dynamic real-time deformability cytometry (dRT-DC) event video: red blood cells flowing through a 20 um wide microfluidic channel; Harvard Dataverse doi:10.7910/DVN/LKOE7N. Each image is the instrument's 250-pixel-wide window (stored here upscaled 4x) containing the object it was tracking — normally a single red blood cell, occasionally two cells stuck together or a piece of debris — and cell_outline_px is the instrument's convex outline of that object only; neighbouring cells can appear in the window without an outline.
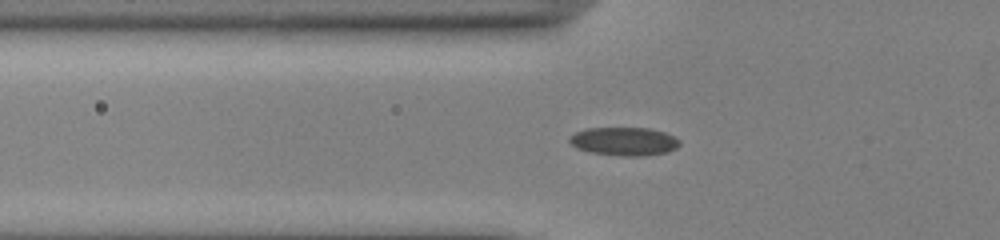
{"species": "common noctule bat (a hibernating species)", "species_latin": "Nyctalus noctula", "temperature_condition": "cold", "stored_images_in_passage": 54, "camera_frame_rate_fps": 3000, "um_per_image_px": 0.085, "animal": {"sex": "male", "body_mass_g": 13.0, "forearm_length_mm": 53.1}, "frame": {"image": 1, "passage_image": 20, "time_ms": 6.333, "image_size_px": [1000, 240], "cell_outline_px": [[680, 144], [676, 148], [668, 152], [644, 156], [620, 156], [588, 152], [576, 148], [568, 140], [576, 132], [588, 128], [648, 128], [664, 132], [680, 140]], "centroid_in_image_um": [53.06, 12.03], "position_along_channel_um": 72.7, "area_um2": 18.21}}
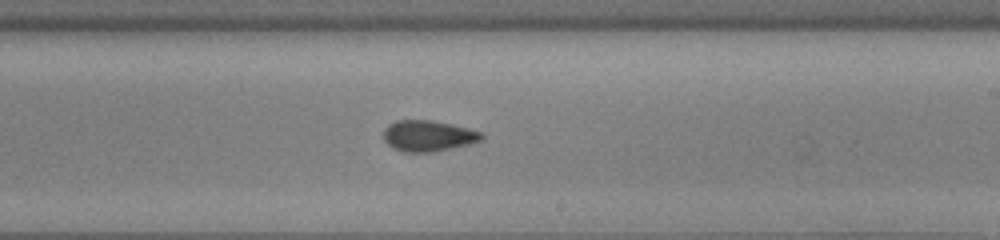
{"frame": {"image": 2, "passage_image": 34, "time_ms": 11.0, "image_size_px": [1000, 240], "cell_outline_px": [[484, 140], [468, 144], [432, 152], [400, 152], [392, 148], [384, 140], [384, 128], [388, 124], [396, 120], [432, 120], [452, 124], [468, 128], [480, 132], [484, 136]], "centroid_in_image_um": [36.37, 11.54], "position_along_channel_um": 252.6, "area_um2": 17.8}}
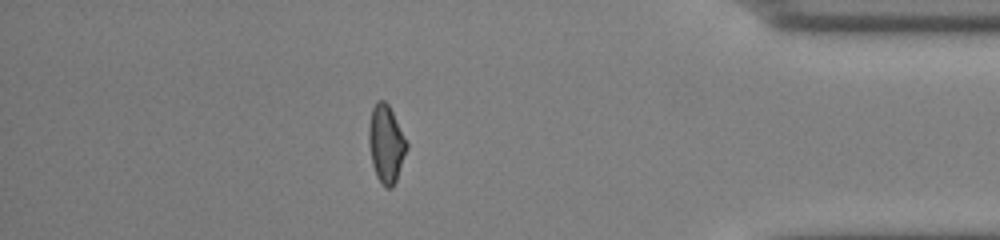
{"frame": {"image": 3, "passage_image": 48, "time_ms": 15.667, "image_size_px": [1000, 240], "cell_outline_px": [[408, 148], [396, 180], [392, 188], [384, 188], [376, 176], [372, 164], [368, 144], [368, 128], [372, 108], [376, 100], [384, 100], [388, 104], [408, 144]], "centroid_in_image_um": [32.8, 12.24], "position_along_channel_um": 402.4, "area_um2": 17.22}}